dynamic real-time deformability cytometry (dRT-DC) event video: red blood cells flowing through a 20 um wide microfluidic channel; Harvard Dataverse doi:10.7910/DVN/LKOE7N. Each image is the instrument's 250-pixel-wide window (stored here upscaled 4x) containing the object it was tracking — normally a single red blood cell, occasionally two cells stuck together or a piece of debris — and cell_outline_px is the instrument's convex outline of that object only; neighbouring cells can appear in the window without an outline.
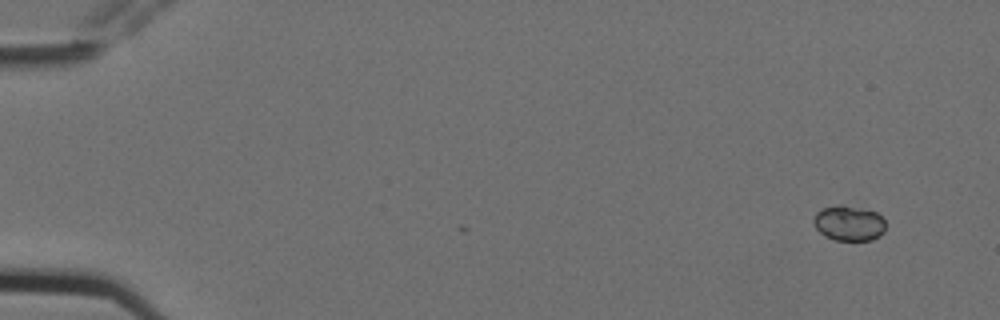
{"species": "Egyptian fruit bat (a non-hibernating species)", "species_latin": "Rousettus aegyptiacus", "temperature_condition": "cold", "stored_images_in_passage": 6, "camera_frame_rate_fps": 3000, "um_per_image_px": 0.085, "animal": {"sex": "female"}, "frame": {"image": 1, "passage_image": 1, "time_ms": 0.0, "image_size_px": [1000, 320], "cell_outline_px": [[884, 232], [880, 236], [872, 240], [836, 240], [824, 236], [816, 228], [812, 220], [816, 212], [824, 208], [840, 204], [876, 212], [884, 220]], "centroid_in_image_um": [72.14, 18.98], "position_along_channel_um": 12.9, "area_um2": 14.68}}
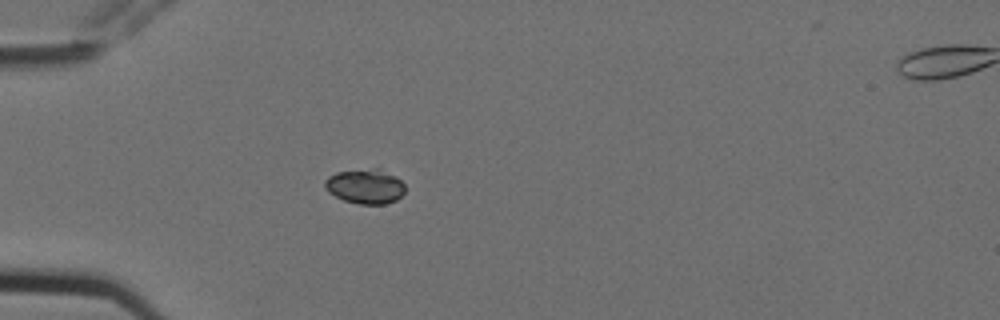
{"frame": {"image": 2, "passage_image": 5, "time_ms": 1.333, "image_size_px": [1000, 320], "cell_outline_px": [[404, 192], [396, 200], [384, 204], [360, 204], [344, 200], [328, 192], [324, 188], [324, 180], [328, 176], [336, 172], [372, 168], [376, 168], [396, 176], [404, 184]], "centroid_in_image_um": [31.02, 15.83], "position_along_channel_um": 54.0, "area_um2": 16.18}}